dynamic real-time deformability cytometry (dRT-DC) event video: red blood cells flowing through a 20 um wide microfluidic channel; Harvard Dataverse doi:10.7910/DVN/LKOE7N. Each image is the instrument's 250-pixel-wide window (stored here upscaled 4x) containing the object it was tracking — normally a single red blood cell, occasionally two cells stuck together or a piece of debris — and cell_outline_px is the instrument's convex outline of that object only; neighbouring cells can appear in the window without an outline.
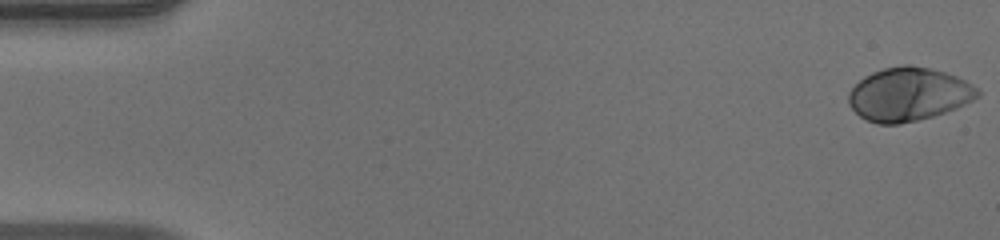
{"species": "human", "species_latin": "Homo sapiens", "temperature_condition": "warm", "stored_images_in_passage": 50, "camera_frame_rate_fps": 3000, "um_per_image_px": 0.085, "donor": {"sex": "male"}, "frame": {"image": 1, "passage_image": 1, "time_ms": 0.0, "image_size_px": [1000, 240], "cell_outline_px": [[980, 96], [956, 108], [932, 116], [900, 124], [876, 124], [860, 116], [848, 104], [848, 92], [864, 76], [872, 72], [884, 68], [904, 64], [912, 64], [944, 72], [956, 76], [972, 84], [980, 92]], "centroid_in_image_um": [77.21, 8.01], "position_along_channel_um": 7.8, "area_um2": 40.0}}
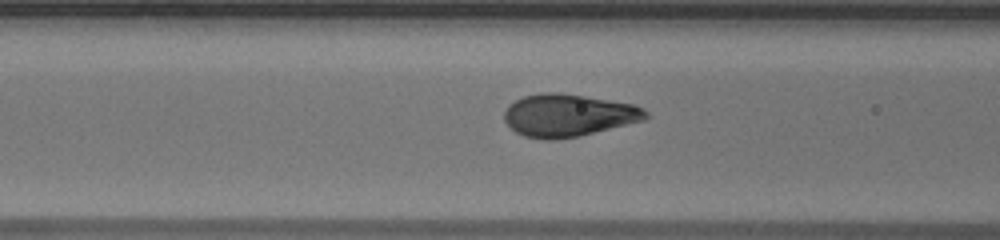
{"frame": {"image": 2, "passage_image": 19, "time_ms": 6.0, "image_size_px": [1000, 240], "cell_outline_px": [[652, 116], [644, 120], [576, 136], [556, 140], [544, 140], [524, 136], [516, 132], [504, 120], [504, 112], [508, 104], [524, 96], [544, 92], [556, 92], [584, 96], [632, 104], [644, 108]], "centroid_in_image_um": [48.29, 9.8], "position_along_channel_um": 118.3, "area_um2": 34.8}}
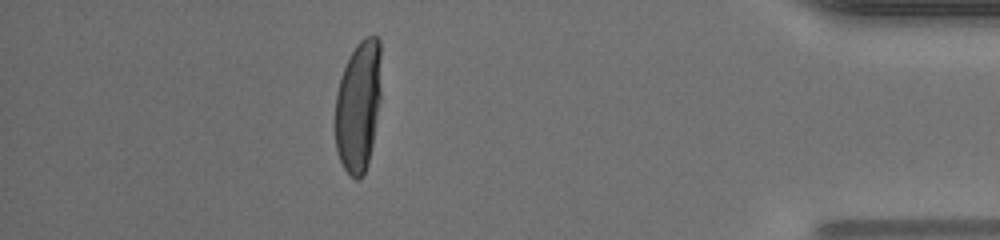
{"frame": {"image": 3, "passage_image": 44, "time_ms": 14.333, "image_size_px": [1000, 240], "cell_outline_px": [[380, 100], [372, 144], [368, 164], [364, 172], [356, 180], [344, 168], [336, 152], [336, 92], [344, 68], [356, 44], [364, 36], [376, 36], [380, 40]], "centroid_in_image_um": [30.46, 8.99], "position_along_channel_um": 404.7, "area_um2": 34.85}, "authors_computed_cell_mechanics": {"area_um2": 36.3273, "velocity_mm_per_s": 3.9809, "shape_relaxation_time_tau1_ms": 3.3394, "shape_relaxation_time_tau2_ms": null, "deformation_change_tau1": 0.2234, "deformation_change_tau2": null}}